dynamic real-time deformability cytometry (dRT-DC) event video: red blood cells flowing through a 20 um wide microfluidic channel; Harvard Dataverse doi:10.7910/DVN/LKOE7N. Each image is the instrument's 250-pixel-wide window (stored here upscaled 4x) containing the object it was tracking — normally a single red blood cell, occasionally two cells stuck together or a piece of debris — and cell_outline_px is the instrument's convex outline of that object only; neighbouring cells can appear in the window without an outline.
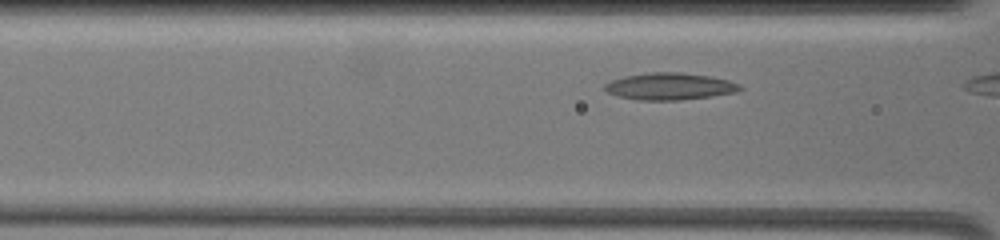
{"species": "common noctule bat (a hibernating species)", "species_latin": "Nyctalus noctula", "temperature_condition": "warm", "stored_images_in_passage": 14, "camera_frame_rate_fps": 3000, "um_per_image_px": 0.085, "animal": {"sex": "female", "body_mass_g": 19.5, "forearm_length_mm": 54.1}, "frame": {"image": 1, "passage_image": 11, "time_ms": 1.333, "image_size_px": [1000, 240], "cell_outline_px": [[744, 88], [736, 92], [708, 96], [676, 100], [636, 100], [620, 96], [608, 92], [604, 88], [604, 84], [612, 80], [624, 76], [648, 72], [680, 72], [708, 76], [728, 80], [740, 84]], "centroid_in_image_um": [56.91, 7.33], "position_along_channel_um": 109.7, "area_um2": 21.04}}